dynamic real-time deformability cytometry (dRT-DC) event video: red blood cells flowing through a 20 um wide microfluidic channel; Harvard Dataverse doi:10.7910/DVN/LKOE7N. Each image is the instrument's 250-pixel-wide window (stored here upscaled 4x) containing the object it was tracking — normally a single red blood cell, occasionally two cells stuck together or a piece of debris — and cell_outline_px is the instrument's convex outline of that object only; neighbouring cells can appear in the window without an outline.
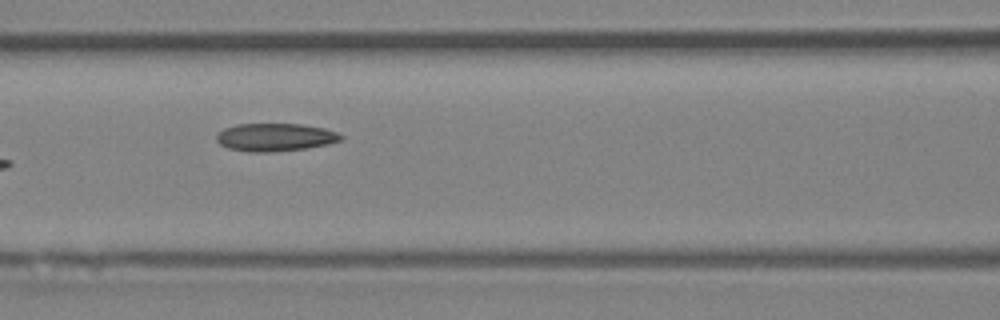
{"species": "Egyptian fruit bat (a non-hibernating species)", "species_latin": "Rousettus aegyptiacus", "temperature_condition": "room temperature", "stored_images_in_passage": 9, "camera_frame_rate_fps": 3000, "um_per_image_px": 0.085, "animal": {"sex": "female"}, "frame": {"image": 1, "passage_image": 6, "time_ms": 6.667, "image_size_px": [1000, 320], "cell_outline_px": [[344, 140], [328, 144], [308, 148], [268, 152], [248, 152], [228, 148], [220, 144], [216, 140], [216, 132], [224, 128], [236, 124], [300, 124], [324, 128], [336, 132], [344, 136]], "centroid_in_image_um": [23.38, 11.66], "position_along_channel_um": 143.2, "area_um2": 20.4}}
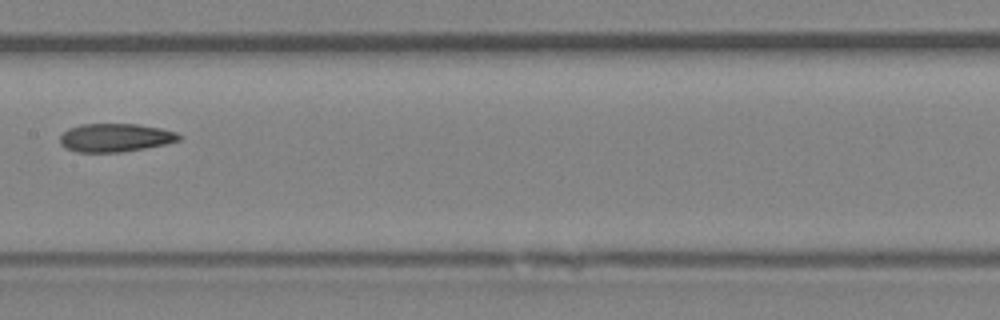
{"frame": {"image": 2, "passage_image": 7, "time_ms": 8.0, "image_size_px": [1000, 320], "cell_outline_px": [[184, 136], [180, 140], [164, 144], [144, 148], [120, 152], [76, 152], [64, 148], [60, 144], [60, 136], [68, 128], [80, 124], [136, 124], [160, 128], [176, 132]], "centroid_in_image_um": [9.78, 11.7], "position_along_channel_um": 197.6, "area_um2": 19.71}}